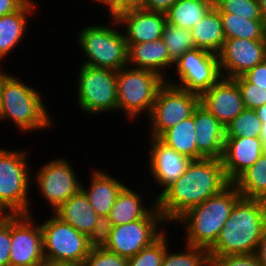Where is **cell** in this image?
<instances>
[{
  "mask_svg": "<svg viewBox=\"0 0 266 266\" xmlns=\"http://www.w3.org/2000/svg\"><path fill=\"white\" fill-rule=\"evenodd\" d=\"M199 104V95L177 88L166 81L159 89L149 115L153 125L151 138H159L168 129L191 117Z\"/></svg>",
  "mask_w": 266,
  "mask_h": 266,
  "instance_id": "10",
  "label": "cell"
},
{
  "mask_svg": "<svg viewBox=\"0 0 266 266\" xmlns=\"http://www.w3.org/2000/svg\"><path fill=\"white\" fill-rule=\"evenodd\" d=\"M259 138L262 141L264 148L266 149V119H264V123H262V128Z\"/></svg>",
  "mask_w": 266,
  "mask_h": 266,
  "instance_id": "49",
  "label": "cell"
},
{
  "mask_svg": "<svg viewBox=\"0 0 266 266\" xmlns=\"http://www.w3.org/2000/svg\"><path fill=\"white\" fill-rule=\"evenodd\" d=\"M128 67V68H127ZM166 83L159 74L126 66L116 72L117 110L135 118L142 111L150 115L159 89Z\"/></svg>",
  "mask_w": 266,
  "mask_h": 266,
  "instance_id": "5",
  "label": "cell"
},
{
  "mask_svg": "<svg viewBox=\"0 0 266 266\" xmlns=\"http://www.w3.org/2000/svg\"><path fill=\"white\" fill-rule=\"evenodd\" d=\"M186 245L185 253H169L167 248L161 266H209L207 249Z\"/></svg>",
  "mask_w": 266,
  "mask_h": 266,
  "instance_id": "33",
  "label": "cell"
},
{
  "mask_svg": "<svg viewBox=\"0 0 266 266\" xmlns=\"http://www.w3.org/2000/svg\"><path fill=\"white\" fill-rule=\"evenodd\" d=\"M249 83L266 89V60L242 75Z\"/></svg>",
  "mask_w": 266,
  "mask_h": 266,
  "instance_id": "41",
  "label": "cell"
},
{
  "mask_svg": "<svg viewBox=\"0 0 266 266\" xmlns=\"http://www.w3.org/2000/svg\"><path fill=\"white\" fill-rule=\"evenodd\" d=\"M24 152L0 148V210L6 214H30L29 167Z\"/></svg>",
  "mask_w": 266,
  "mask_h": 266,
  "instance_id": "7",
  "label": "cell"
},
{
  "mask_svg": "<svg viewBox=\"0 0 266 266\" xmlns=\"http://www.w3.org/2000/svg\"><path fill=\"white\" fill-rule=\"evenodd\" d=\"M95 227L88 234V243L91 248H104L110 238L113 225L110 216L98 215Z\"/></svg>",
  "mask_w": 266,
  "mask_h": 266,
  "instance_id": "38",
  "label": "cell"
},
{
  "mask_svg": "<svg viewBox=\"0 0 266 266\" xmlns=\"http://www.w3.org/2000/svg\"><path fill=\"white\" fill-rule=\"evenodd\" d=\"M262 122L253 109H244L225 127V137L259 138Z\"/></svg>",
  "mask_w": 266,
  "mask_h": 266,
  "instance_id": "32",
  "label": "cell"
},
{
  "mask_svg": "<svg viewBox=\"0 0 266 266\" xmlns=\"http://www.w3.org/2000/svg\"><path fill=\"white\" fill-rule=\"evenodd\" d=\"M214 7L219 13L235 14L248 20H263L259 0H214Z\"/></svg>",
  "mask_w": 266,
  "mask_h": 266,
  "instance_id": "34",
  "label": "cell"
},
{
  "mask_svg": "<svg viewBox=\"0 0 266 266\" xmlns=\"http://www.w3.org/2000/svg\"><path fill=\"white\" fill-rule=\"evenodd\" d=\"M67 160L58 158L45 164L37 174L36 183L53 211L81 189V184Z\"/></svg>",
  "mask_w": 266,
  "mask_h": 266,
  "instance_id": "15",
  "label": "cell"
},
{
  "mask_svg": "<svg viewBox=\"0 0 266 266\" xmlns=\"http://www.w3.org/2000/svg\"><path fill=\"white\" fill-rule=\"evenodd\" d=\"M31 217L32 214H11L10 266H42L45 261L42 229L40 225L33 226Z\"/></svg>",
  "mask_w": 266,
  "mask_h": 266,
  "instance_id": "13",
  "label": "cell"
},
{
  "mask_svg": "<svg viewBox=\"0 0 266 266\" xmlns=\"http://www.w3.org/2000/svg\"><path fill=\"white\" fill-rule=\"evenodd\" d=\"M164 221L156 206L143 219L113 226L109 241L104 248L122 257H133L163 234V231L161 233L158 231V224L161 225Z\"/></svg>",
  "mask_w": 266,
  "mask_h": 266,
  "instance_id": "11",
  "label": "cell"
},
{
  "mask_svg": "<svg viewBox=\"0 0 266 266\" xmlns=\"http://www.w3.org/2000/svg\"><path fill=\"white\" fill-rule=\"evenodd\" d=\"M38 93L13 75H8L0 87V120L11 119L25 132L51 126L53 122Z\"/></svg>",
  "mask_w": 266,
  "mask_h": 266,
  "instance_id": "4",
  "label": "cell"
},
{
  "mask_svg": "<svg viewBox=\"0 0 266 266\" xmlns=\"http://www.w3.org/2000/svg\"><path fill=\"white\" fill-rule=\"evenodd\" d=\"M53 213L86 236L95 227L98 217L82 189L63 202Z\"/></svg>",
  "mask_w": 266,
  "mask_h": 266,
  "instance_id": "22",
  "label": "cell"
},
{
  "mask_svg": "<svg viewBox=\"0 0 266 266\" xmlns=\"http://www.w3.org/2000/svg\"><path fill=\"white\" fill-rule=\"evenodd\" d=\"M42 266H83V265L72 263V262L52 261V260L45 259Z\"/></svg>",
  "mask_w": 266,
  "mask_h": 266,
  "instance_id": "47",
  "label": "cell"
},
{
  "mask_svg": "<svg viewBox=\"0 0 266 266\" xmlns=\"http://www.w3.org/2000/svg\"><path fill=\"white\" fill-rule=\"evenodd\" d=\"M259 6L262 19L266 22V0H259Z\"/></svg>",
  "mask_w": 266,
  "mask_h": 266,
  "instance_id": "50",
  "label": "cell"
},
{
  "mask_svg": "<svg viewBox=\"0 0 266 266\" xmlns=\"http://www.w3.org/2000/svg\"><path fill=\"white\" fill-rule=\"evenodd\" d=\"M35 5L28 0L19 10L0 17V59L11 53L26 33L27 18Z\"/></svg>",
  "mask_w": 266,
  "mask_h": 266,
  "instance_id": "25",
  "label": "cell"
},
{
  "mask_svg": "<svg viewBox=\"0 0 266 266\" xmlns=\"http://www.w3.org/2000/svg\"><path fill=\"white\" fill-rule=\"evenodd\" d=\"M230 183L222 160H192L186 171L157 196L158 210L166 222H174L192 207L221 192Z\"/></svg>",
  "mask_w": 266,
  "mask_h": 266,
  "instance_id": "1",
  "label": "cell"
},
{
  "mask_svg": "<svg viewBox=\"0 0 266 266\" xmlns=\"http://www.w3.org/2000/svg\"><path fill=\"white\" fill-rule=\"evenodd\" d=\"M151 140L149 167L156 183L164 187L162 194L186 171L192 160L168 147L158 138L152 137Z\"/></svg>",
  "mask_w": 266,
  "mask_h": 266,
  "instance_id": "20",
  "label": "cell"
},
{
  "mask_svg": "<svg viewBox=\"0 0 266 266\" xmlns=\"http://www.w3.org/2000/svg\"><path fill=\"white\" fill-rule=\"evenodd\" d=\"M233 183L243 197L266 200V152Z\"/></svg>",
  "mask_w": 266,
  "mask_h": 266,
  "instance_id": "30",
  "label": "cell"
},
{
  "mask_svg": "<svg viewBox=\"0 0 266 266\" xmlns=\"http://www.w3.org/2000/svg\"><path fill=\"white\" fill-rule=\"evenodd\" d=\"M220 15L225 39L266 40V22L264 20H248L229 13H220Z\"/></svg>",
  "mask_w": 266,
  "mask_h": 266,
  "instance_id": "29",
  "label": "cell"
},
{
  "mask_svg": "<svg viewBox=\"0 0 266 266\" xmlns=\"http://www.w3.org/2000/svg\"><path fill=\"white\" fill-rule=\"evenodd\" d=\"M152 208L143 205L140 195L125 186L118 194L110 212V220L113 226L131 223L146 217L156 206L157 199H154Z\"/></svg>",
  "mask_w": 266,
  "mask_h": 266,
  "instance_id": "26",
  "label": "cell"
},
{
  "mask_svg": "<svg viewBox=\"0 0 266 266\" xmlns=\"http://www.w3.org/2000/svg\"><path fill=\"white\" fill-rule=\"evenodd\" d=\"M162 39L166 44L170 58L174 62L186 51L195 48L191 30L179 28L169 23L164 26Z\"/></svg>",
  "mask_w": 266,
  "mask_h": 266,
  "instance_id": "31",
  "label": "cell"
},
{
  "mask_svg": "<svg viewBox=\"0 0 266 266\" xmlns=\"http://www.w3.org/2000/svg\"><path fill=\"white\" fill-rule=\"evenodd\" d=\"M106 6L110 11V17L116 18L122 13V0H96Z\"/></svg>",
  "mask_w": 266,
  "mask_h": 266,
  "instance_id": "44",
  "label": "cell"
},
{
  "mask_svg": "<svg viewBox=\"0 0 266 266\" xmlns=\"http://www.w3.org/2000/svg\"><path fill=\"white\" fill-rule=\"evenodd\" d=\"M266 231V200L241 196L233 207L209 256L254 254Z\"/></svg>",
  "mask_w": 266,
  "mask_h": 266,
  "instance_id": "2",
  "label": "cell"
},
{
  "mask_svg": "<svg viewBox=\"0 0 266 266\" xmlns=\"http://www.w3.org/2000/svg\"><path fill=\"white\" fill-rule=\"evenodd\" d=\"M28 0H0V17L19 10Z\"/></svg>",
  "mask_w": 266,
  "mask_h": 266,
  "instance_id": "43",
  "label": "cell"
},
{
  "mask_svg": "<svg viewBox=\"0 0 266 266\" xmlns=\"http://www.w3.org/2000/svg\"><path fill=\"white\" fill-rule=\"evenodd\" d=\"M209 266H263L254 254L209 256Z\"/></svg>",
  "mask_w": 266,
  "mask_h": 266,
  "instance_id": "40",
  "label": "cell"
},
{
  "mask_svg": "<svg viewBox=\"0 0 266 266\" xmlns=\"http://www.w3.org/2000/svg\"><path fill=\"white\" fill-rule=\"evenodd\" d=\"M158 139L179 154L198 160L193 115L165 131Z\"/></svg>",
  "mask_w": 266,
  "mask_h": 266,
  "instance_id": "28",
  "label": "cell"
},
{
  "mask_svg": "<svg viewBox=\"0 0 266 266\" xmlns=\"http://www.w3.org/2000/svg\"><path fill=\"white\" fill-rule=\"evenodd\" d=\"M146 0H122V13L129 10H145Z\"/></svg>",
  "mask_w": 266,
  "mask_h": 266,
  "instance_id": "46",
  "label": "cell"
},
{
  "mask_svg": "<svg viewBox=\"0 0 266 266\" xmlns=\"http://www.w3.org/2000/svg\"><path fill=\"white\" fill-rule=\"evenodd\" d=\"M200 104L224 127L245 109L237 83L225 77H221L200 96Z\"/></svg>",
  "mask_w": 266,
  "mask_h": 266,
  "instance_id": "16",
  "label": "cell"
},
{
  "mask_svg": "<svg viewBox=\"0 0 266 266\" xmlns=\"http://www.w3.org/2000/svg\"><path fill=\"white\" fill-rule=\"evenodd\" d=\"M196 129L198 160L222 159L225 142V127L203 105L193 112Z\"/></svg>",
  "mask_w": 266,
  "mask_h": 266,
  "instance_id": "18",
  "label": "cell"
},
{
  "mask_svg": "<svg viewBox=\"0 0 266 266\" xmlns=\"http://www.w3.org/2000/svg\"><path fill=\"white\" fill-rule=\"evenodd\" d=\"M166 235L163 234L150 246L142 249L137 255L128 258L127 266H161L167 249Z\"/></svg>",
  "mask_w": 266,
  "mask_h": 266,
  "instance_id": "35",
  "label": "cell"
},
{
  "mask_svg": "<svg viewBox=\"0 0 266 266\" xmlns=\"http://www.w3.org/2000/svg\"><path fill=\"white\" fill-rule=\"evenodd\" d=\"M78 33V42L88 59L84 65L116 72L128 66V46L124 33L101 25L85 27Z\"/></svg>",
  "mask_w": 266,
  "mask_h": 266,
  "instance_id": "6",
  "label": "cell"
},
{
  "mask_svg": "<svg viewBox=\"0 0 266 266\" xmlns=\"http://www.w3.org/2000/svg\"><path fill=\"white\" fill-rule=\"evenodd\" d=\"M237 83L245 109L256 110L266 104V89L249 83L243 76L233 78Z\"/></svg>",
  "mask_w": 266,
  "mask_h": 266,
  "instance_id": "36",
  "label": "cell"
},
{
  "mask_svg": "<svg viewBox=\"0 0 266 266\" xmlns=\"http://www.w3.org/2000/svg\"><path fill=\"white\" fill-rule=\"evenodd\" d=\"M8 76V74L0 71V87H1V84L2 82L4 81V79Z\"/></svg>",
  "mask_w": 266,
  "mask_h": 266,
  "instance_id": "51",
  "label": "cell"
},
{
  "mask_svg": "<svg viewBox=\"0 0 266 266\" xmlns=\"http://www.w3.org/2000/svg\"><path fill=\"white\" fill-rule=\"evenodd\" d=\"M4 215V213L0 210V218Z\"/></svg>",
  "mask_w": 266,
  "mask_h": 266,
  "instance_id": "52",
  "label": "cell"
},
{
  "mask_svg": "<svg viewBox=\"0 0 266 266\" xmlns=\"http://www.w3.org/2000/svg\"><path fill=\"white\" fill-rule=\"evenodd\" d=\"M265 152L260 138L225 137L221 160L227 179L233 183Z\"/></svg>",
  "mask_w": 266,
  "mask_h": 266,
  "instance_id": "17",
  "label": "cell"
},
{
  "mask_svg": "<svg viewBox=\"0 0 266 266\" xmlns=\"http://www.w3.org/2000/svg\"><path fill=\"white\" fill-rule=\"evenodd\" d=\"M254 255L263 266H266V231L259 240Z\"/></svg>",
  "mask_w": 266,
  "mask_h": 266,
  "instance_id": "45",
  "label": "cell"
},
{
  "mask_svg": "<svg viewBox=\"0 0 266 266\" xmlns=\"http://www.w3.org/2000/svg\"><path fill=\"white\" fill-rule=\"evenodd\" d=\"M114 23L126 24L125 40L127 43H144L162 38L166 14L144 9L129 10L112 18Z\"/></svg>",
  "mask_w": 266,
  "mask_h": 266,
  "instance_id": "19",
  "label": "cell"
},
{
  "mask_svg": "<svg viewBox=\"0 0 266 266\" xmlns=\"http://www.w3.org/2000/svg\"><path fill=\"white\" fill-rule=\"evenodd\" d=\"M176 0H146L145 10L166 13Z\"/></svg>",
  "mask_w": 266,
  "mask_h": 266,
  "instance_id": "42",
  "label": "cell"
},
{
  "mask_svg": "<svg viewBox=\"0 0 266 266\" xmlns=\"http://www.w3.org/2000/svg\"><path fill=\"white\" fill-rule=\"evenodd\" d=\"M128 258L122 257L106 248H92L83 261V266H127Z\"/></svg>",
  "mask_w": 266,
  "mask_h": 266,
  "instance_id": "37",
  "label": "cell"
},
{
  "mask_svg": "<svg viewBox=\"0 0 266 266\" xmlns=\"http://www.w3.org/2000/svg\"><path fill=\"white\" fill-rule=\"evenodd\" d=\"M259 120L264 123V119H266V104L262 105L258 109L255 110Z\"/></svg>",
  "mask_w": 266,
  "mask_h": 266,
  "instance_id": "48",
  "label": "cell"
},
{
  "mask_svg": "<svg viewBox=\"0 0 266 266\" xmlns=\"http://www.w3.org/2000/svg\"><path fill=\"white\" fill-rule=\"evenodd\" d=\"M174 64L181 85H171L199 96L222 77L218 54L196 47L186 51Z\"/></svg>",
  "mask_w": 266,
  "mask_h": 266,
  "instance_id": "12",
  "label": "cell"
},
{
  "mask_svg": "<svg viewBox=\"0 0 266 266\" xmlns=\"http://www.w3.org/2000/svg\"><path fill=\"white\" fill-rule=\"evenodd\" d=\"M214 6V0H176L165 13L169 24L191 30Z\"/></svg>",
  "mask_w": 266,
  "mask_h": 266,
  "instance_id": "27",
  "label": "cell"
},
{
  "mask_svg": "<svg viewBox=\"0 0 266 266\" xmlns=\"http://www.w3.org/2000/svg\"><path fill=\"white\" fill-rule=\"evenodd\" d=\"M191 36L196 48L219 54L225 37L221 15L213 6L203 19L191 29Z\"/></svg>",
  "mask_w": 266,
  "mask_h": 266,
  "instance_id": "24",
  "label": "cell"
},
{
  "mask_svg": "<svg viewBox=\"0 0 266 266\" xmlns=\"http://www.w3.org/2000/svg\"><path fill=\"white\" fill-rule=\"evenodd\" d=\"M241 196L236 185L230 183L221 192L180 216L176 222L184 223L187 227V244L209 250Z\"/></svg>",
  "mask_w": 266,
  "mask_h": 266,
  "instance_id": "3",
  "label": "cell"
},
{
  "mask_svg": "<svg viewBox=\"0 0 266 266\" xmlns=\"http://www.w3.org/2000/svg\"><path fill=\"white\" fill-rule=\"evenodd\" d=\"M78 78V104L84 112L117 111L116 71L82 64Z\"/></svg>",
  "mask_w": 266,
  "mask_h": 266,
  "instance_id": "9",
  "label": "cell"
},
{
  "mask_svg": "<svg viewBox=\"0 0 266 266\" xmlns=\"http://www.w3.org/2000/svg\"><path fill=\"white\" fill-rule=\"evenodd\" d=\"M128 65L132 63L134 68L153 71L164 77L161 68L173 65L166 44L162 38L144 43H127Z\"/></svg>",
  "mask_w": 266,
  "mask_h": 266,
  "instance_id": "21",
  "label": "cell"
},
{
  "mask_svg": "<svg viewBox=\"0 0 266 266\" xmlns=\"http://www.w3.org/2000/svg\"><path fill=\"white\" fill-rule=\"evenodd\" d=\"M40 226L46 260L82 264L92 249L86 235L55 215Z\"/></svg>",
  "mask_w": 266,
  "mask_h": 266,
  "instance_id": "8",
  "label": "cell"
},
{
  "mask_svg": "<svg viewBox=\"0 0 266 266\" xmlns=\"http://www.w3.org/2000/svg\"><path fill=\"white\" fill-rule=\"evenodd\" d=\"M218 58L222 77L233 79L242 76L266 60V40L225 39ZM222 70L227 72L223 74Z\"/></svg>",
  "mask_w": 266,
  "mask_h": 266,
  "instance_id": "14",
  "label": "cell"
},
{
  "mask_svg": "<svg viewBox=\"0 0 266 266\" xmlns=\"http://www.w3.org/2000/svg\"><path fill=\"white\" fill-rule=\"evenodd\" d=\"M11 214L0 218V266H10Z\"/></svg>",
  "mask_w": 266,
  "mask_h": 266,
  "instance_id": "39",
  "label": "cell"
},
{
  "mask_svg": "<svg viewBox=\"0 0 266 266\" xmlns=\"http://www.w3.org/2000/svg\"><path fill=\"white\" fill-rule=\"evenodd\" d=\"M91 178L88 190L83 187V184L81 189L88 197L95 212L101 216H108L118 194L125 185L101 171L94 170Z\"/></svg>",
  "mask_w": 266,
  "mask_h": 266,
  "instance_id": "23",
  "label": "cell"
}]
</instances>
